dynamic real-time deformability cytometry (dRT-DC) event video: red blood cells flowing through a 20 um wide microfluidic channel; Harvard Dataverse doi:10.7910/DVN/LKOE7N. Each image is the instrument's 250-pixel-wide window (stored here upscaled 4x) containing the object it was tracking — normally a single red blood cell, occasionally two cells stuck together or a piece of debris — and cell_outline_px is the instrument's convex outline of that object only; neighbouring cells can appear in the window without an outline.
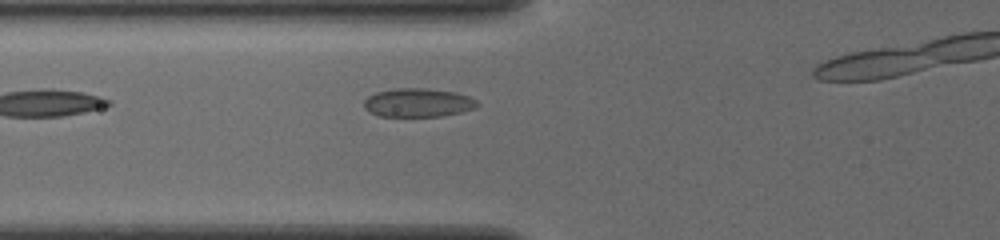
{"species": "common noctule bat (a hibernating species)", "species_latin": "Nyctalus noctula", "temperature_condition": "cold", "stored_images_in_passage": 28, "camera_frame_rate_fps": 3000, "um_per_image_px": 0.085, "animal": {"sex": "female", "body_mass_g": 19.5, "forearm_length_mm": 54.1}, "frame": {"image": 1, "passage_image": 2, "time_ms": 0.333, "image_size_px": [1000, 240], "cell_outline_px": [[476, 108], [460, 112], [440, 116], [380, 116], [368, 112], [364, 108], [364, 100], [368, 96], [376, 92], [396, 88], [424, 88], [456, 92], [468, 96], [476, 100]], "centroid_in_image_um": [35.49, 8.72], "position_along_channel_um": 90.3, "area_um2": 18.84}}
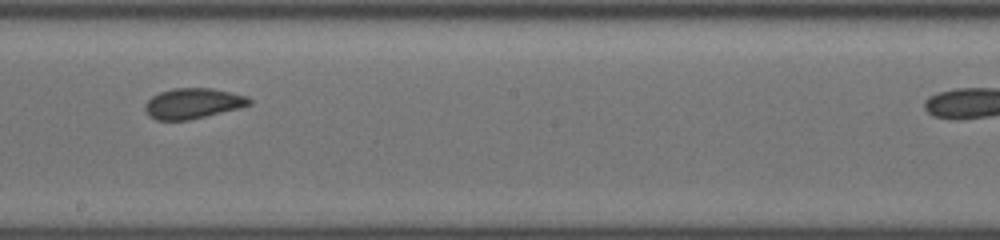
{"frame": {"image": 2, "passage_image": 13, "time_ms": 4.0, "image_size_px": [1000, 240], "cell_outline_px": [[252, 104], [240, 108], [188, 120], [156, 120], [148, 116], [144, 112], [144, 104], [152, 96], [160, 92], [172, 88], [212, 88], [232, 92], [248, 96], [252, 100]], "centroid_in_image_um": [16.39, 8.79], "position_along_channel_um": 231.8, "area_um2": 18.73}}
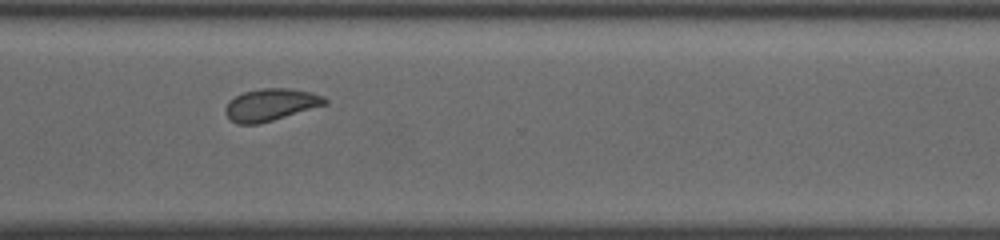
{"frame": {"image": 3, "passage_image": 22, "time_ms": 7.0, "image_size_px": [1000, 240], "cell_outline_px": [[328, 104], [260, 124], [236, 124], [224, 112], [224, 108], [228, 100], [244, 92], [260, 88], [292, 88], [312, 92], [324, 96], [328, 100]], "centroid_in_image_um": [23.03, 8.89], "position_along_channel_um": 347.6, "area_um2": 18.9}}